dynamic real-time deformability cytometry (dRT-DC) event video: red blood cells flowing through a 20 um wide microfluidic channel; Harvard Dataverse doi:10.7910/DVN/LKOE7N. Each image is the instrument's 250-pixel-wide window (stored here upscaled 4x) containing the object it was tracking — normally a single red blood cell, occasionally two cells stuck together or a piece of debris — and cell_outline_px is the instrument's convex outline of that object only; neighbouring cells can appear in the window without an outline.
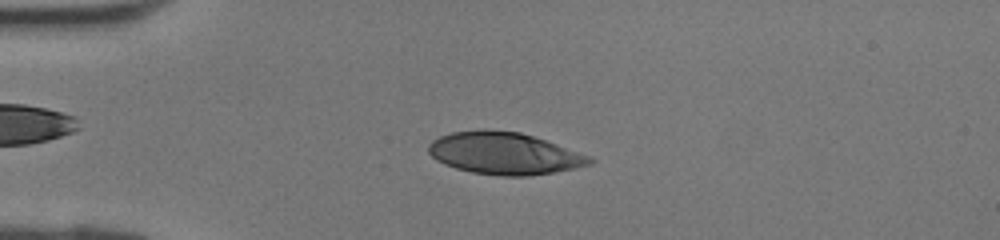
{"species": "human", "species_latin": "Homo sapiens", "temperature_condition": "room temperature", "stored_images_in_passage": 40, "camera_frame_rate_fps": 3000, "um_per_image_px": 0.085, "donor": {"sex": "female"}, "frame": {"image": 1, "passage_image": 9, "time_ms": 2.667, "image_size_px": [1000, 240], "cell_outline_px": [[596, 160], [592, 164], [552, 172], [528, 176], [500, 176], [472, 172], [456, 168], [444, 164], [436, 160], [428, 152], [428, 144], [432, 140], [440, 136], [452, 132], [480, 128], [484, 128], [520, 132], [592, 156]], "centroid_in_image_um": [42.84, 13.02], "position_along_channel_um": 42.2, "area_um2": 39.65}}
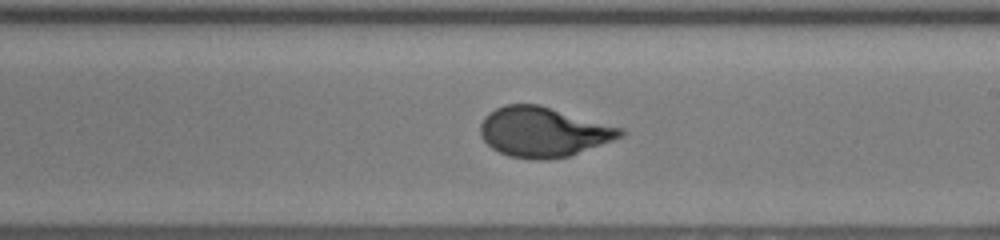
{"frame": {"image": 2, "passage_image": 23, "time_ms": 7.333, "image_size_px": [1000, 240], "cell_outline_px": [[624, 136], [568, 156], [544, 160], [536, 160], [508, 156], [492, 148], [480, 136], [480, 124], [484, 116], [488, 112], [504, 104], [540, 104], [624, 128]], "centroid_in_image_um": [46.16, 11.2], "position_along_channel_um": 242.8, "area_um2": 40.86}}
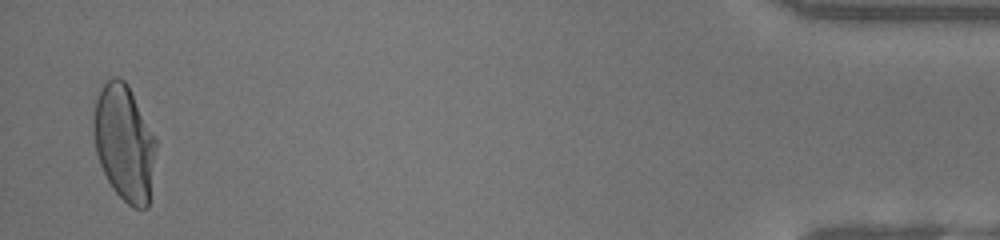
{"frame": {"image": 3, "passage_image": 39, "time_ms": 12.667, "image_size_px": [1000, 240], "cell_outline_px": [[156, 148], [148, 208], [132, 208], [112, 188], [100, 164], [96, 152], [92, 132], [92, 116], [96, 100], [104, 84], [112, 76], [120, 76], [128, 84], [156, 140]], "centroid_in_image_um": [10.54, 12.13], "position_along_channel_um": 424.7, "area_um2": 42.14}}